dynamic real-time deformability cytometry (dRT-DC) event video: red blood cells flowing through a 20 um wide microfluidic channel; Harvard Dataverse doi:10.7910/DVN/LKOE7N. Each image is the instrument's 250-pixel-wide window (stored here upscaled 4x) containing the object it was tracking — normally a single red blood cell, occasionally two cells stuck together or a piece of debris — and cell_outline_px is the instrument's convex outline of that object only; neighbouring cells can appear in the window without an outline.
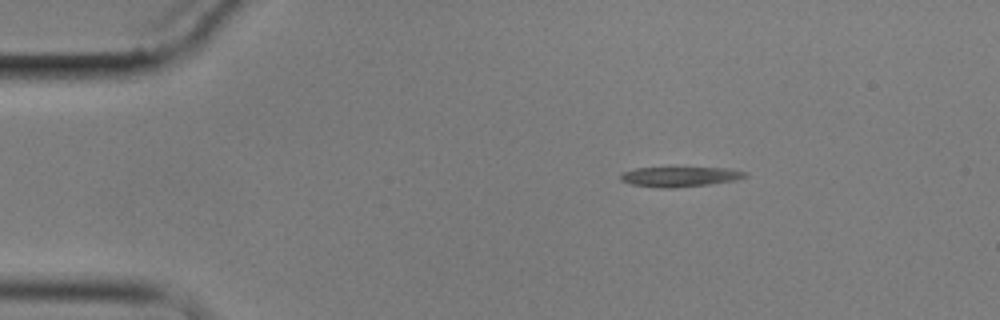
{"species": "common noctule bat (a hibernating species)", "species_latin": "Nyctalus noctula", "temperature_condition": "cold", "stored_images_in_passage": 3, "camera_frame_rate_fps": 3000, "um_per_image_px": 0.085, "animal": {"sex": "male", "body_mass_g": 17.9}, "frame": {"image": 1, "passage_image": 1, "time_ms": 0.0, "image_size_px": [1000, 320], "cell_outline_px": [[748, 176], [736, 180], [708, 184], [672, 188], [660, 188], [632, 184], [620, 180], [620, 172], [636, 168], [724, 168], [748, 172]], "centroid_in_image_um": [57.77, 15.02], "position_along_channel_um": 27.2, "area_um2": 14.39}}